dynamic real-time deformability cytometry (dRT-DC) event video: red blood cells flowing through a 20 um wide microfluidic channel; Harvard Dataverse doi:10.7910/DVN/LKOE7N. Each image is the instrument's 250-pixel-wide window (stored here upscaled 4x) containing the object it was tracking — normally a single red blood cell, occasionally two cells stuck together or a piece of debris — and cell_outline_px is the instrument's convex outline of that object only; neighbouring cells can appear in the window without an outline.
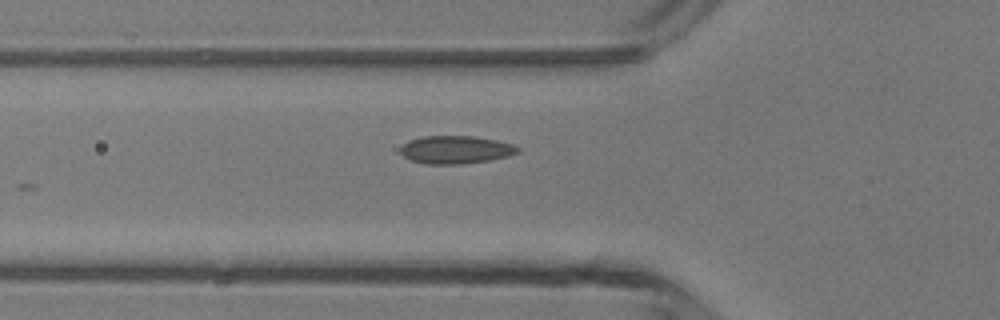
{"species": "common noctule bat (a hibernating species)", "species_latin": "Nyctalus noctula", "temperature_condition": "room temperature", "stored_images_in_passage": 3, "camera_frame_rate_fps": 3000, "um_per_image_px": 0.085, "animal": {"sex": "male", "body_mass_g": 13.3}, "frame": {"image": 1, "passage_image": 3, "time_ms": 2.333, "image_size_px": [1000, 320], "cell_outline_px": [[520, 152], [508, 156], [488, 160], [460, 164], [428, 164], [408, 160], [400, 152], [400, 148], [408, 140], [424, 136], [472, 136], [496, 140], [512, 144], [520, 148]], "centroid_in_image_um": [38.72, 12.72], "position_along_channel_um": 87.1, "area_um2": 19.07}}